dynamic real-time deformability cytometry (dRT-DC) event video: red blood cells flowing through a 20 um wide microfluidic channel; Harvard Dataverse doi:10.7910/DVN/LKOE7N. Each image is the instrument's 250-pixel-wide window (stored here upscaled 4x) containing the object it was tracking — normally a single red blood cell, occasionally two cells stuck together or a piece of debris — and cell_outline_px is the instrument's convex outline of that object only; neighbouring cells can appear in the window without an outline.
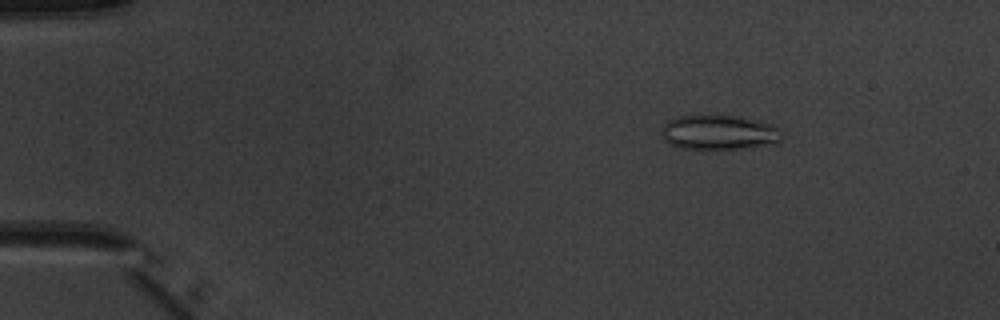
{"species": "common noctule bat (a hibernating species)", "species_latin": "Nyctalus noctula", "temperature_condition": "warm", "stored_images_in_passage": 5, "camera_frame_rate_fps": 3000, "um_per_image_px": 0.085, "animal": {"sex": "male", "body_mass_g": 20.1, "forearm_length_mm": 53.5}, "frame": {"image": 1, "passage_image": 3, "time_ms": 2.0, "image_size_px": [1000, 320], "cell_outline_px": [[784, 140], [776, 144], [744, 148], [704, 152], [680, 148], [668, 144], [660, 136], [664, 124], [668, 120], [676, 116], [740, 116], [772, 124], [780, 128], [784, 132]], "centroid_in_image_um": [61.14, 11.31], "position_along_channel_um": 23.9, "area_um2": 25.55}}